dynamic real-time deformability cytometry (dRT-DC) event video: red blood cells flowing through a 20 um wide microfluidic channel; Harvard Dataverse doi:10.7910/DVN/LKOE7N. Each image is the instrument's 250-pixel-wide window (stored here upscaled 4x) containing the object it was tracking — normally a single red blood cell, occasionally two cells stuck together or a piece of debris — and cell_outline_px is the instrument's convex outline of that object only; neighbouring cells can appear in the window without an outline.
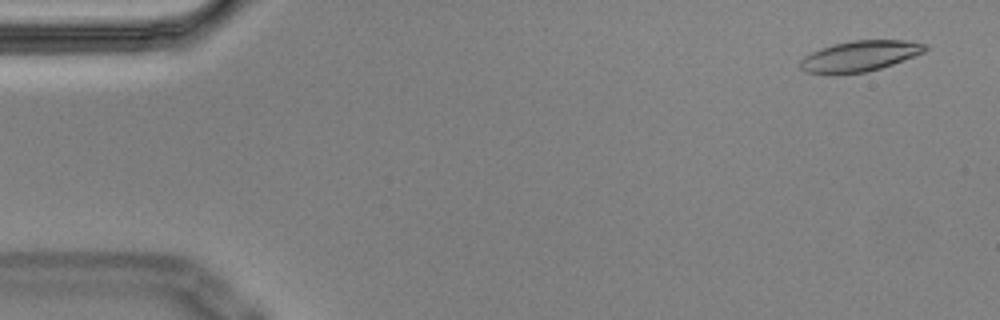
{"species": "Egyptian fruit bat (a non-hibernating species)", "species_latin": "Rousettus aegyptiacus", "temperature_condition": "cold", "stored_images_in_passage": 4, "camera_frame_rate_fps": 3000, "um_per_image_px": 0.085, "animal": {"sex": "male"}, "frame": {"image": 1, "passage_image": 1, "time_ms": 0.0, "image_size_px": [1000, 320], "cell_outline_px": [[928, 48], [924, 52], [892, 64], [880, 68], [864, 72], [808, 72], [800, 68], [800, 60], [804, 56], [820, 48], [852, 40], [908, 40], [928, 44]], "centroid_in_image_um": [73.14, 4.73], "position_along_channel_um": 11.9, "area_um2": 21.73}}
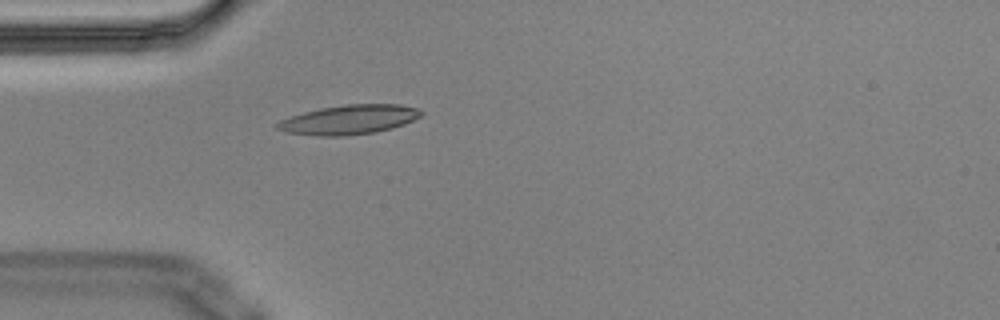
{"frame": {"image": 2, "passage_image": 4, "time_ms": 1.0, "image_size_px": [1000, 320], "cell_outline_px": [[424, 112], [420, 116], [404, 124], [392, 128], [376, 132], [344, 136], [316, 136], [284, 132], [276, 128], [276, 124], [280, 120], [304, 112], [320, 108], [344, 104], [400, 104], [416, 108]], "centroid_in_image_um": [29.65, 10.17], "position_along_channel_um": 55.3, "area_um2": 24.68}}